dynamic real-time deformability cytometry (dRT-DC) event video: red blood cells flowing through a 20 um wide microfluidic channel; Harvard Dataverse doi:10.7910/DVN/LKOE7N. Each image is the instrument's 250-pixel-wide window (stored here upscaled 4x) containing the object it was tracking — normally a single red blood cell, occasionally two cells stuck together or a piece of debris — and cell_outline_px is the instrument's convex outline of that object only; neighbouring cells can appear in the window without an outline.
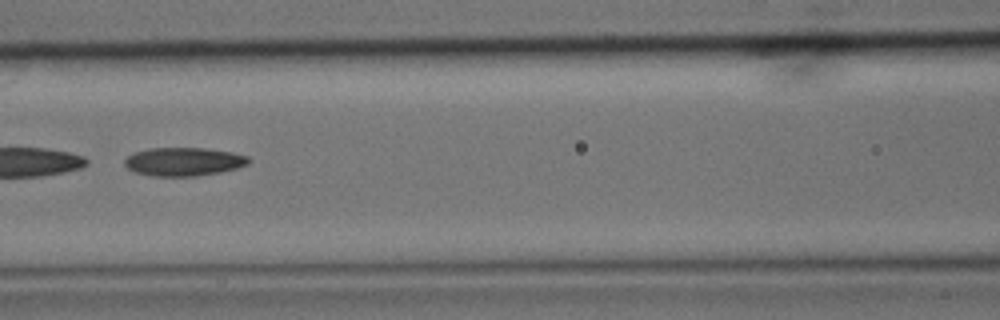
{"species": "common noctule bat (a hibernating species)", "species_latin": "Nyctalus noctula", "temperature_condition": "cold", "stored_images_in_passage": 40, "camera_frame_rate_fps": 3000, "um_per_image_px": 0.085, "animal": {"sex": "male", "body_mass_g": 15.6}, "frame": {"image": 1, "passage_image": 12, "time_ms": 3.667, "image_size_px": [1000, 320], "cell_outline_px": [[252, 160], [248, 164], [236, 168], [220, 172], [196, 176], [152, 176], [136, 172], [128, 168], [124, 164], [124, 160], [128, 156], [136, 152], [148, 148], [204, 148], [232, 152], [248, 156]], "centroid_in_image_um": [15.63, 13.74], "position_along_channel_um": 151.0, "area_um2": 20.52}, "authors_computed_cell_mechanics": {"area_um2": 20.9525, "velocity_mm_per_s": 3.7396, "shape_relaxation_time_tau1_ms": 7.0014, "shape_relaxation_time_tau2_ms": 8.8069, "deformation_change_tau1": 0.1772, "deformation_change_tau2": 0.1987}}